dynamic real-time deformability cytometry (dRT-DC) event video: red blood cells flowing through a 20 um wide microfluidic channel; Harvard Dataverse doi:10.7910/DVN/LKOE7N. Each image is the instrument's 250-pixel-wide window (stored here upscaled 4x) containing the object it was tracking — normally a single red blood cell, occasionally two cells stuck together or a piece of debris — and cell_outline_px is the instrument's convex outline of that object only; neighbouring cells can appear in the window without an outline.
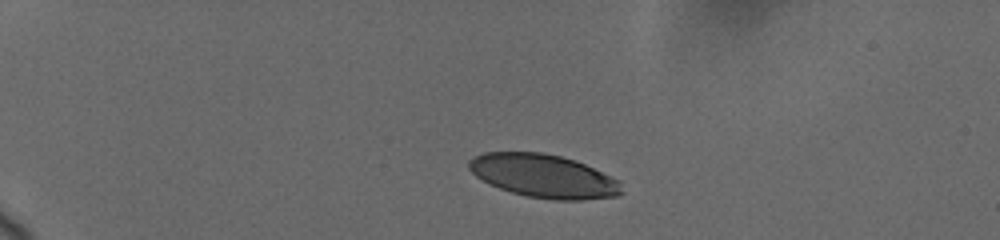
{"species": "human", "species_latin": "Homo sapiens", "temperature_condition": "cold", "stored_images_in_passage": 10, "camera_frame_rate_fps": 3000, "um_per_image_px": 0.085, "donor": {"sex": "female"}, "frame": {"image": 1, "passage_image": 1, "time_ms": 0.0, "image_size_px": [1000, 240], "cell_outline_px": [[624, 192], [616, 196], [580, 200], [556, 200], [528, 196], [512, 192], [500, 188], [476, 176], [468, 168], [468, 160], [472, 156], [484, 152], [544, 152], [576, 160], [620, 180]], "centroid_in_image_um": [46.23, 14.95], "position_along_channel_um": 38.8, "area_um2": 38.55}}
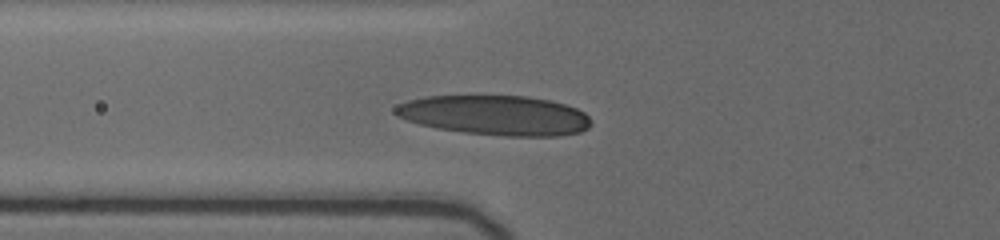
{"frame": {"image": 2, "passage_image": 9, "time_ms": 3.333, "image_size_px": [1000, 240], "cell_outline_px": [[592, 124], [588, 128], [580, 132], [560, 136], [504, 136], [464, 132], [436, 128], [420, 124], [396, 116], [392, 112], [392, 108], [408, 100], [428, 96], [476, 92], [528, 96], [552, 100], [576, 108], [584, 112], [592, 120]], "centroid_in_image_um": [42.06, 9.75], "position_along_channel_um": 83.7, "area_um2": 47.05}}